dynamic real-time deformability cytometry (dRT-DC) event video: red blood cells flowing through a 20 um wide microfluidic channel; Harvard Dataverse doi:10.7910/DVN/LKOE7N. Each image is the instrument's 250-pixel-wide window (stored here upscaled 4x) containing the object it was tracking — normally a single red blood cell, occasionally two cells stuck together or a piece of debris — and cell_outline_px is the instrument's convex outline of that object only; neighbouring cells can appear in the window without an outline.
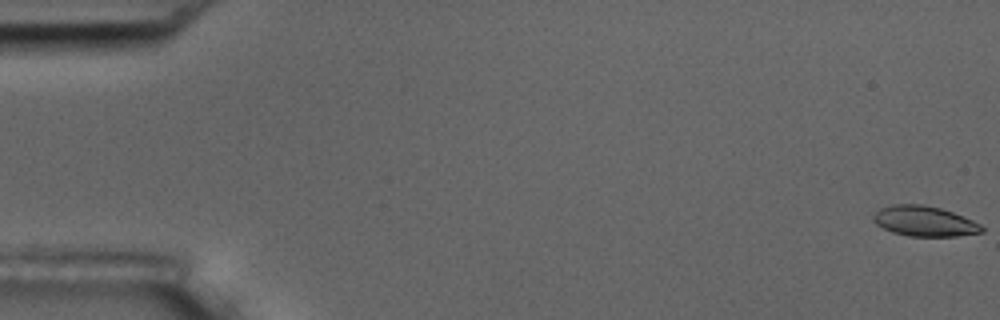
{"species": "common noctule bat (a hibernating species)", "species_latin": "Nyctalus noctula", "temperature_condition": "room temperature", "stored_images_in_passage": 57, "camera_frame_rate_fps": 3000, "um_per_image_px": 0.085, "animal": {"sex": "male", "body_mass_g": 17.5, "forearm_length_mm": 52.3}, "frame": {"image": 1, "passage_image": 1, "time_ms": 0.0, "image_size_px": [1000, 320], "cell_outline_px": [[984, 232], [956, 236], [908, 236], [892, 232], [876, 224], [872, 220], [872, 216], [880, 208], [892, 204], [920, 204], [940, 208], [952, 212], [972, 220], [980, 224], [984, 228]], "centroid_in_image_um": [78.56, 18.8], "position_along_channel_um": 6.4, "area_um2": 19.07}}
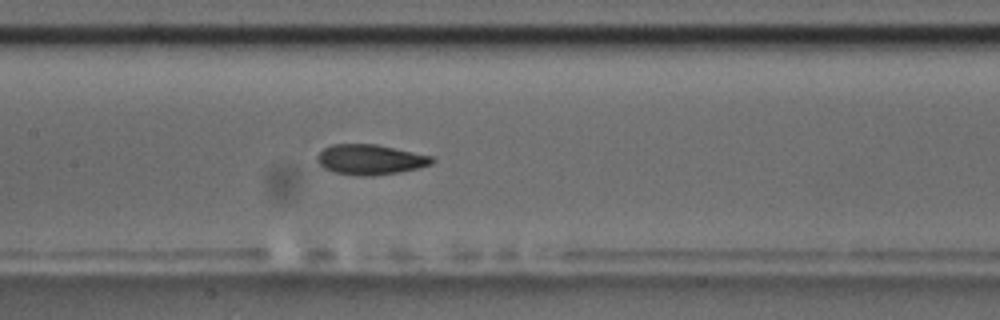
{"frame": {"image": 2, "passage_image": 28, "time_ms": 9.0, "image_size_px": [1000, 320], "cell_outline_px": [[436, 160], [432, 164], [420, 168], [400, 172], [368, 176], [360, 176], [336, 172], [324, 168], [316, 160], [316, 156], [324, 148], [332, 144], [376, 144], [432, 156]], "centroid_in_image_um": [31.49, 13.56], "position_along_channel_um": 175.9, "area_um2": 20.17}}
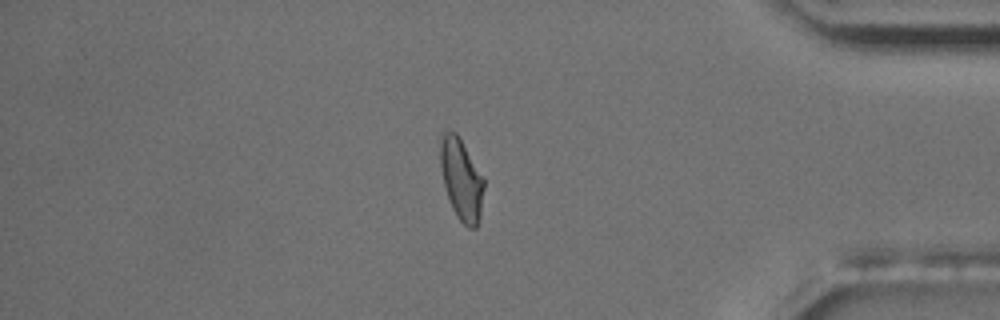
{"frame": {"image": 3, "passage_image": 49, "time_ms": 16.0, "image_size_px": [1000, 320], "cell_outline_px": [[484, 188], [480, 220], [476, 228], [468, 228], [456, 216], [452, 208], [444, 184], [440, 164], [440, 140], [444, 128], [456, 132], [484, 176]], "centroid_in_image_um": [39.23, 15.23], "position_along_channel_um": 396.0, "area_um2": 20.98}, "authors_computed_cell_mechanics": {"area_um2": 20.0566, "velocity_mm_per_s": 3.575, "shape_relaxation_time_tau1_ms": 4.8351, "shape_relaxation_time_tau2_ms": 1.9189, "deformation_change_tau1": 0.1414, "deformation_change_tau2": 0.065}}